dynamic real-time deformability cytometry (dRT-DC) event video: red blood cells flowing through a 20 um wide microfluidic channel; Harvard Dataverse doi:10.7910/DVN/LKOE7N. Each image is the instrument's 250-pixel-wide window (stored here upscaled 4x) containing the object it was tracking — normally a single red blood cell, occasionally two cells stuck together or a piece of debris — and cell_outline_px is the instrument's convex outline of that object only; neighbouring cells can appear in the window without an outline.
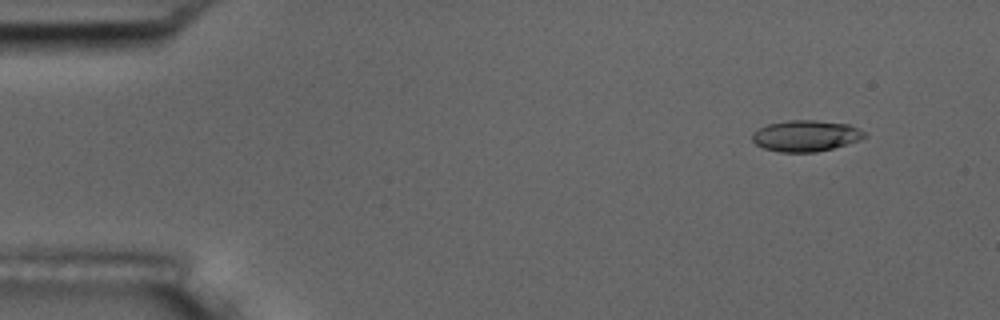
{"species": "common noctule bat (a hibernating species)", "species_latin": "Nyctalus noctula", "temperature_condition": "room temperature", "stored_images_in_passage": 5, "camera_frame_rate_fps": 3000, "um_per_image_px": 0.085, "animal": {"sex": "male", "body_mass_g": 17.5, "forearm_length_mm": 52.3}, "frame": {"image": 1, "passage_image": 2, "time_ms": 1.333, "image_size_px": [1000, 320], "cell_outline_px": [[868, 136], [860, 140], [832, 148], [816, 152], [780, 152], [764, 148], [756, 144], [752, 140], [752, 132], [768, 124], [788, 120], [816, 120], [848, 124], [864, 132]], "centroid_in_image_um": [68.48, 11.54], "position_along_channel_um": 16.5, "area_um2": 20.29}}
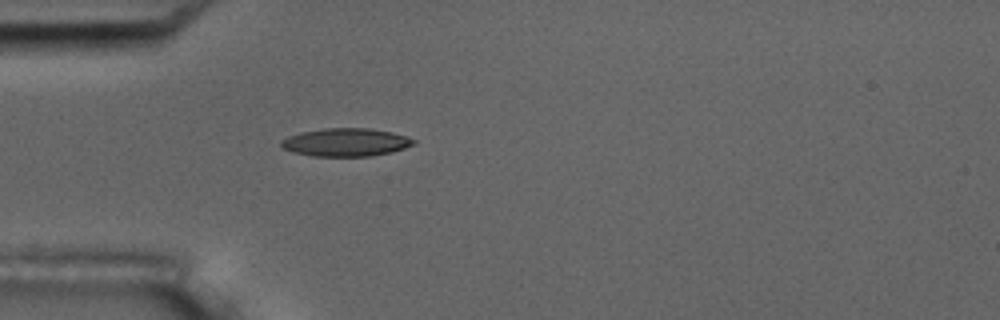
{"frame": {"image": 2, "passage_image": 5, "time_ms": 5.0, "image_size_px": [1000, 320], "cell_outline_px": [[416, 140], [412, 144], [404, 148], [392, 152], [368, 156], [312, 156], [296, 152], [284, 148], [280, 144], [280, 140], [288, 136], [300, 132], [324, 128], [372, 128], [392, 132]], "centroid_in_image_um": [29.38, 12.08], "position_along_channel_um": 55.6, "area_um2": 21.5}}